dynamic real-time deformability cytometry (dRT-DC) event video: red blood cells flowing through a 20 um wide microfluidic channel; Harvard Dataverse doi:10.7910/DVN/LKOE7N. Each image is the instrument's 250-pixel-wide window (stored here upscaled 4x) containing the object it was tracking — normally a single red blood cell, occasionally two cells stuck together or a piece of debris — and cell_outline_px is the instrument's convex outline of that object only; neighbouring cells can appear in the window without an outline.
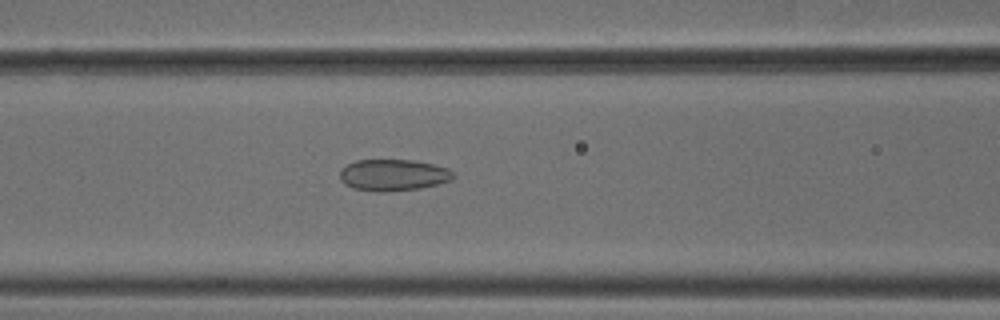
{"species": "common noctule bat (a hibernating species)", "species_latin": "Nyctalus noctula", "temperature_condition": "cold", "stored_images_in_passage": 43, "camera_frame_rate_fps": 3000, "um_per_image_px": 0.085, "animal": {"sex": "male", "body_mass_g": 18.8}, "frame": {"image": 1, "passage_image": 12, "time_ms": 3.667, "image_size_px": [1000, 320], "cell_outline_px": [[456, 176], [452, 180], [420, 188], [384, 192], [376, 192], [352, 188], [344, 184], [340, 180], [340, 168], [356, 160], [416, 160], [436, 164], [448, 168]], "centroid_in_image_um": [33.42, 14.87], "position_along_channel_um": 133.2, "area_um2": 21.1}}
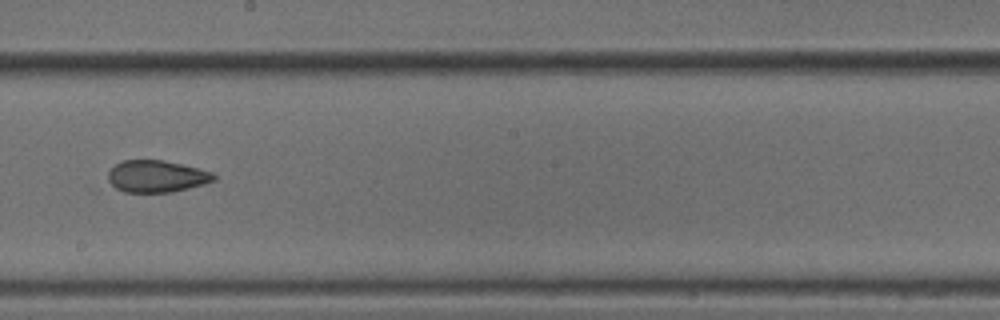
{"frame": {"image": 2, "passage_image": 20, "time_ms": 6.333, "image_size_px": [1000, 320], "cell_outline_px": [[216, 180], [204, 184], [172, 192], [124, 192], [116, 188], [108, 180], [108, 172], [116, 164], [124, 160], [164, 160], [212, 172], [216, 176]], "centroid_in_image_um": [13.31, 14.99], "position_along_channel_um": 234.9, "area_um2": 19.54}}
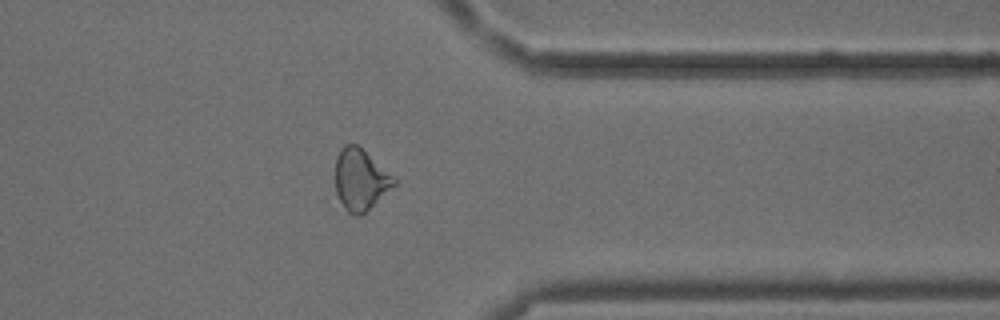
{"frame": {"image": 3, "passage_image": 32, "time_ms": 10.333, "image_size_px": [1000, 320], "cell_outline_px": [[396, 184], [360, 216], [352, 216], [348, 212], [340, 200], [336, 192], [336, 156], [340, 148], [344, 144], [356, 144], [396, 176]], "centroid_in_image_um": [30.65, 15.25], "position_along_channel_um": 380.8, "area_um2": 20.92}, "authors_computed_cell_mechanics": {"area_um2": 20.8658, "velocity_mm_per_s": 3.8097, "shape_relaxation_time_tau1_ms": null, "shape_relaxation_time_tau2_ms": 2.0453, "deformation_change_tau1": null, "deformation_change_tau2": 0.0881}}